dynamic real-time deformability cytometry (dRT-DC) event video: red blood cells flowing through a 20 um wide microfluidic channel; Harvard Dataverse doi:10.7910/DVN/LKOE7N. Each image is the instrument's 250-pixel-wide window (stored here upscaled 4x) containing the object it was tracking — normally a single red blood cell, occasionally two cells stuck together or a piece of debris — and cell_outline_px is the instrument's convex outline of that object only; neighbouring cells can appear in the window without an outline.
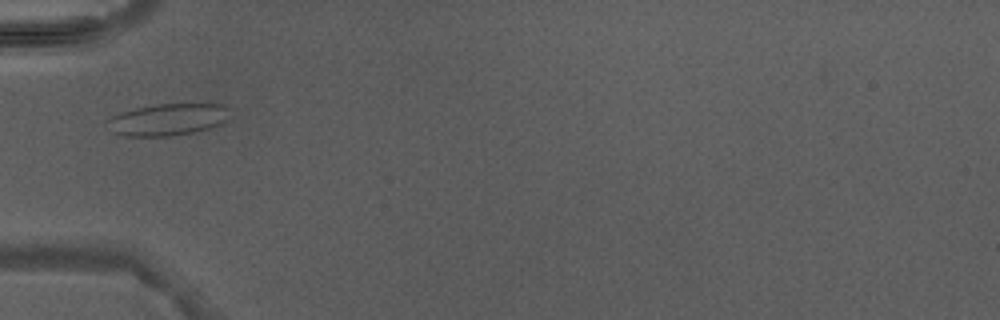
{"species": "Egyptian fruit bat (a non-hibernating species)", "species_latin": "Rousettus aegyptiacus", "temperature_condition": "warm", "stored_images_in_passage": 2, "camera_frame_rate_fps": 3000, "um_per_image_px": 0.085, "animal": {"sex": "male"}, "frame": {"image": 1, "passage_image": 2, "time_ms": 1.0, "image_size_px": [1000, 320], "cell_outline_px": [[232, 116], [220, 124], [208, 128], [192, 132], [168, 136], [124, 136], [112, 132], [108, 120], [112, 116], [136, 108], [156, 104], [224, 104], [232, 108]], "centroid_in_image_um": [14.36, 10.15], "position_along_channel_um": 70.6, "area_um2": 22.72}}